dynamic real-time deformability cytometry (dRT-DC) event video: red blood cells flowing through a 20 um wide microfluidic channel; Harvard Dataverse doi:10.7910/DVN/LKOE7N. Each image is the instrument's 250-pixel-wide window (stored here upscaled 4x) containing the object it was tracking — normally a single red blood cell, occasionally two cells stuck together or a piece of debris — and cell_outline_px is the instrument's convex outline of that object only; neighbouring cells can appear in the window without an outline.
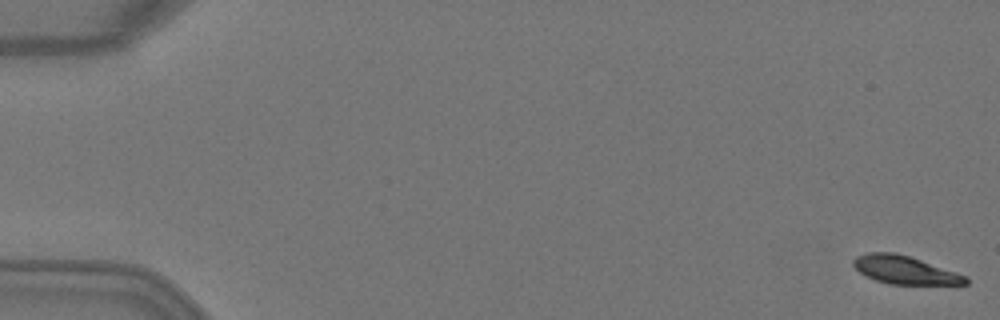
{"species": "Egyptian fruit bat (a non-hibernating species)", "species_latin": "Rousettus aegyptiacus", "temperature_condition": "warm", "stored_images_in_passage": 6, "camera_frame_rate_fps": 3000, "um_per_image_px": 0.085, "animal": {"sex": "female"}, "frame": {"image": 1, "passage_image": 1, "time_ms": 0.0, "image_size_px": [1000, 320], "cell_outline_px": [[968, 284], [888, 284], [864, 276], [852, 264], [852, 260], [856, 256], [868, 252], [896, 252], [968, 276]], "centroid_in_image_um": [76.87, 22.94], "position_along_channel_um": 8.1, "area_um2": 18.32}}